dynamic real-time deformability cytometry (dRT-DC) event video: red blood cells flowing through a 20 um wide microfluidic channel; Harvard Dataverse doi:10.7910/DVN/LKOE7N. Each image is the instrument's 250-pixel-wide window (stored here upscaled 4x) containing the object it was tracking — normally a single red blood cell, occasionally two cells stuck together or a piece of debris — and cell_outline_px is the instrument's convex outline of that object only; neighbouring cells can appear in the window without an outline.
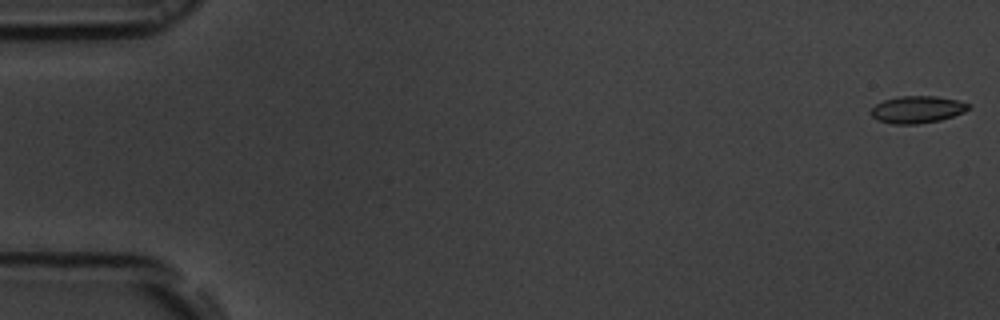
{"species": "common noctule bat (a hibernating species)", "species_latin": "Nyctalus noctula", "temperature_condition": "room temperature", "stored_images_in_passage": 54, "camera_frame_rate_fps": 3000, "um_per_image_px": 0.085, "animal": {"sex": "male", "body_mass_g": 19.5, "forearm_length_mm": 54.6}, "frame": {"image": 1, "passage_image": 1, "time_ms": 0.0, "image_size_px": [1000, 320], "cell_outline_px": [[972, 108], [964, 112], [940, 120], [916, 124], [892, 124], [880, 120], [872, 116], [868, 112], [876, 104], [884, 100], [900, 96], [936, 96], [956, 100], [972, 104]], "centroid_in_image_um": [77.98, 9.3], "position_along_channel_um": 7.0, "area_um2": 15.43}}
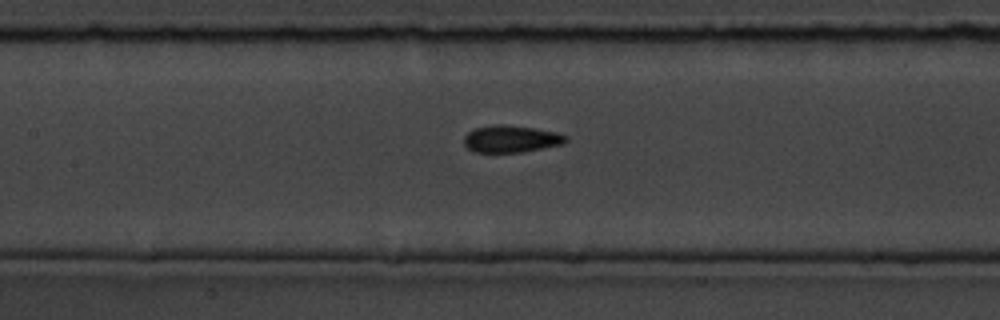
{"frame": {"image": 2, "passage_image": 25, "time_ms": 8.0, "image_size_px": [1000, 320], "cell_outline_px": [[568, 140], [564, 144], [520, 152], [472, 152], [464, 144], [464, 136], [468, 132], [476, 128], [496, 124], [504, 124], [536, 128], [556, 132], [568, 136]], "centroid_in_image_um": [43.45, 11.8], "position_along_channel_um": 163.9, "area_um2": 16.13}}
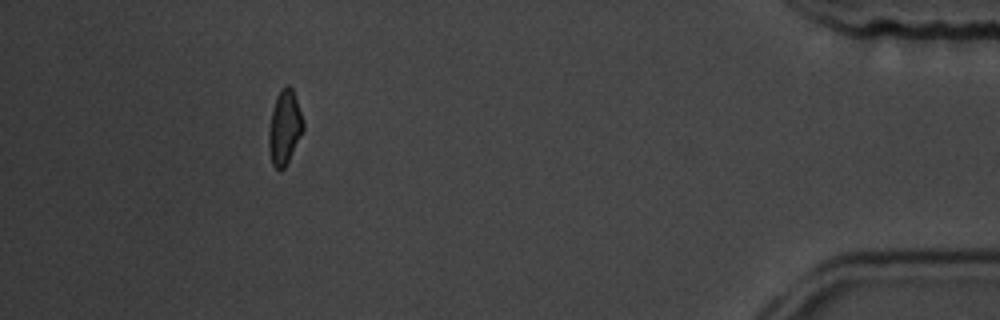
{"frame": {"image": 3, "passage_image": 49, "time_ms": 16.0, "image_size_px": [1000, 320], "cell_outline_px": [[304, 128], [284, 168], [280, 172], [272, 164], [268, 148], [268, 132], [272, 108], [276, 96], [280, 88], [284, 84], [288, 84], [292, 88], [304, 124]], "centroid_in_image_um": [24.15, 10.81], "position_along_channel_um": 411.0, "area_um2": 14.85}, "authors_computed_cell_mechanics": {"area_um2": 15.5482, "velocity_mm_per_s": 3.827, "shape_relaxation_time_tau1_ms": 4.1645, "shape_relaxation_time_tau2_ms": 1.538, "deformation_change_tau1": 0.1096, "deformation_change_tau2": 0.0717}}